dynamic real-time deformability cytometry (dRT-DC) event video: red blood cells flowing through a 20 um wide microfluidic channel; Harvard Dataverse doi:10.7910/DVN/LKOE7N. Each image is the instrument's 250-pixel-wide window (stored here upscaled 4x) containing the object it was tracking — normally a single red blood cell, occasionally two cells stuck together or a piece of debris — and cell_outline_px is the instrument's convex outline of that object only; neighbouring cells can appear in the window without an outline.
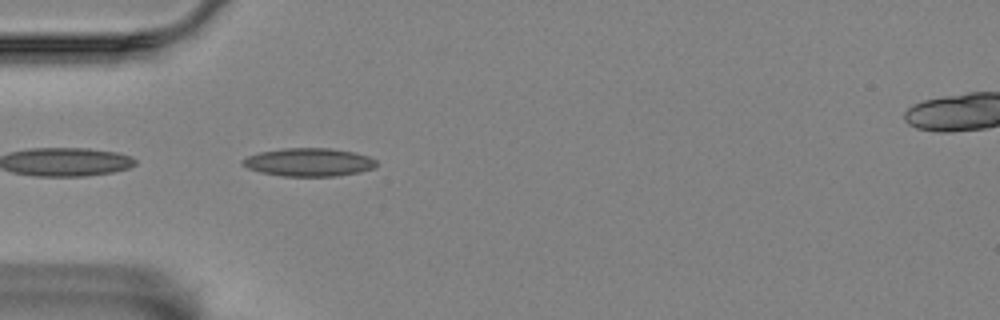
{"species": "Egyptian fruit bat (a non-hibernating species)", "species_latin": "Rousettus aegyptiacus", "temperature_condition": "room temperature", "stored_images_in_passage": 41, "camera_frame_rate_fps": 3000, "um_per_image_px": 0.085, "animal": {"sex": "female"}, "frame": {"image": 1, "passage_image": 1, "time_ms": 0.0, "image_size_px": [1000, 320], "cell_outline_px": [[376, 164], [372, 168], [360, 172], [336, 176], [284, 176], [260, 172], [248, 168], [240, 164], [240, 160], [248, 156], [260, 152], [284, 148], [332, 148], [356, 152], [368, 156], [376, 160]], "centroid_in_image_um": [26.24, 13.78], "position_along_channel_um": 58.8, "area_um2": 22.02}}
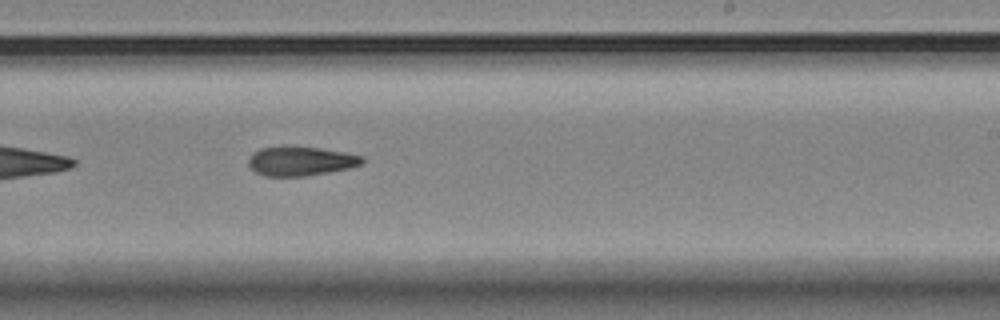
{"frame": {"image": 2, "passage_image": 19, "time_ms": 6.0, "image_size_px": [1000, 320], "cell_outline_px": [[364, 160], [360, 164], [348, 168], [328, 172], [304, 176], [264, 176], [256, 172], [248, 164], [248, 160], [252, 152], [260, 148], [284, 144], [320, 148], [344, 152], [364, 156]], "centroid_in_image_um": [25.5, 13.66], "position_along_channel_um": 263.5, "area_um2": 19.71}}
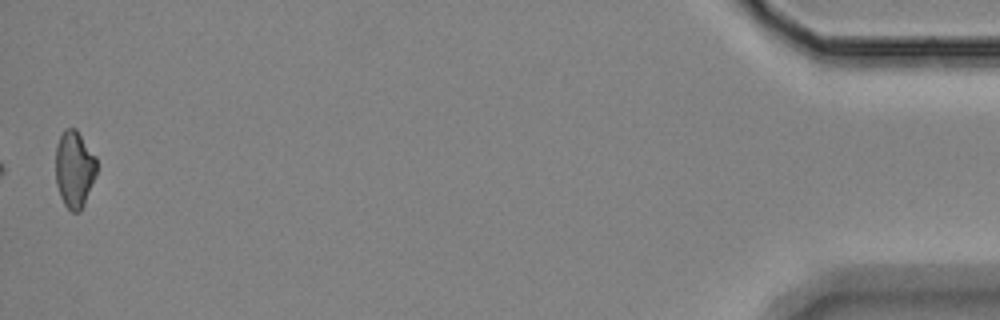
{"frame": {"image": 3, "passage_image": 41, "time_ms": 13.333, "image_size_px": [1000, 320], "cell_outline_px": [[96, 176], [84, 204], [80, 212], [72, 212], [64, 204], [60, 196], [56, 184], [56, 144], [64, 128], [76, 128], [96, 156]], "centroid_in_image_um": [6.32, 14.36], "position_along_channel_um": 428.9, "area_um2": 18.55}, "authors_computed_cell_mechanics": {"area_um2": 19.5942, "velocity_mm_per_s": 3.4587, "shape_relaxation_time_tau1_ms": 7.6406, "shape_relaxation_time_tau2_ms": 11.1419, "deformation_change_tau1": 0.1648, "deformation_change_tau2": 0.2176}}